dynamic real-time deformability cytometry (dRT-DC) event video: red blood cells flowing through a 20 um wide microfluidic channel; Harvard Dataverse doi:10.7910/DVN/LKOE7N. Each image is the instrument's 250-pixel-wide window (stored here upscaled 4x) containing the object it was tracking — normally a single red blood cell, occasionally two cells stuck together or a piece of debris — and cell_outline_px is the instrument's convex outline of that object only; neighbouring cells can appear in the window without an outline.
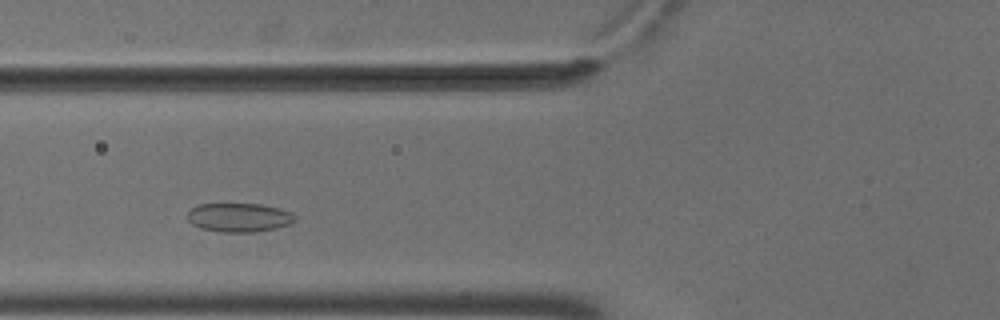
{"species": "common noctule bat (a hibernating species)", "species_latin": "Nyctalus noctula", "temperature_condition": "cold", "stored_images_in_passage": 5, "camera_frame_rate_fps": 3000, "um_per_image_px": 0.085, "animal": {"sex": "male", "body_mass_g": 18.8}, "frame": {"image": 1, "passage_image": 3, "time_ms": 0.667, "image_size_px": [1000, 320], "cell_outline_px": [[296, 220], [288, 224], [276, 228], [256, 232], [220, 232], [200, 228], [192, 224], [188, 220], [188, 212], [192, 208], [200, 204], [260, 204], [280, 208], [292, 212], [296, 216]], "centroid_in_image_um": [20.34, 18.49], "position_along_channel_um": 105.5, "area_um2": 18.15}}
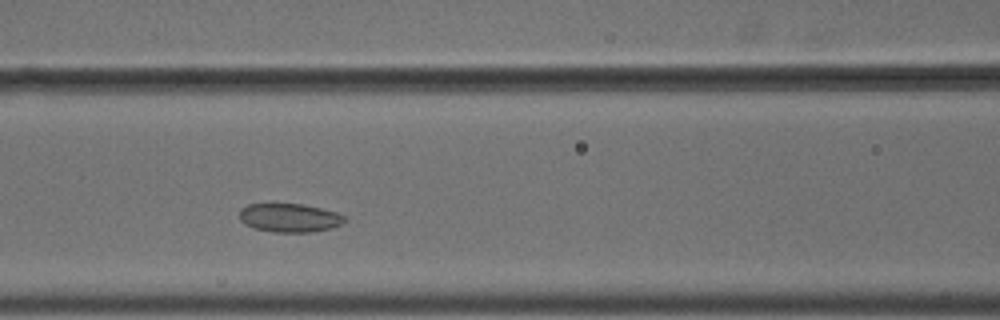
{"frame": {"image": 2, "passage_image": 4, "time_ms": 1.0, "image_size_px": [1000, 320], "cell_outline_px": [[348, 220], [332, 228], [312, 232], [272, 232], [256, 228], [244, 224], [240, 220], [240, 208], [248, 204], [304, 204], [336, 212], [344, 216]], "centroid_in_image_um": [24.61, 18.51], "position_along_channel_um": 142.0, "area_um2": 17.57}}
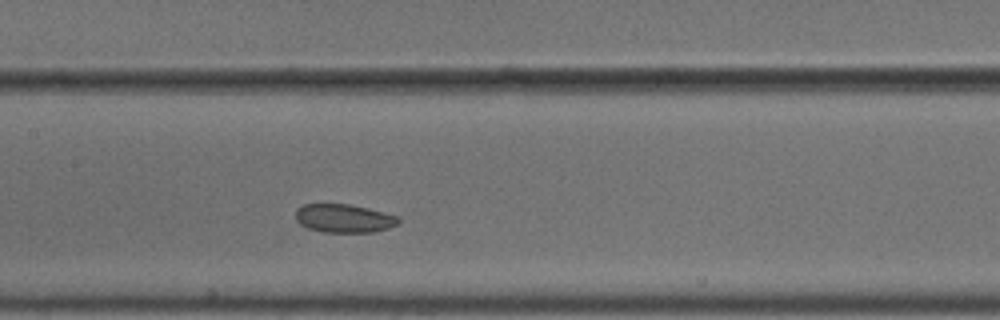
{"frame": {"image": 3, "passage_image": 5, "time_ms": 1.333, "image_size_px": [1000, 320], "cell_outline_px": [[400, 220], [396, 224], [388, 228], [372, 232], [324, 232], [308, 228], [300, 224], [296, 220], [296, 208], [304, 204], [352, 204], [384, 212], [396, 216]], "centroid_in_image_um": [29.21, 18.55], "position_along_channel_um": 178.2, "area_um2": 16.99}}